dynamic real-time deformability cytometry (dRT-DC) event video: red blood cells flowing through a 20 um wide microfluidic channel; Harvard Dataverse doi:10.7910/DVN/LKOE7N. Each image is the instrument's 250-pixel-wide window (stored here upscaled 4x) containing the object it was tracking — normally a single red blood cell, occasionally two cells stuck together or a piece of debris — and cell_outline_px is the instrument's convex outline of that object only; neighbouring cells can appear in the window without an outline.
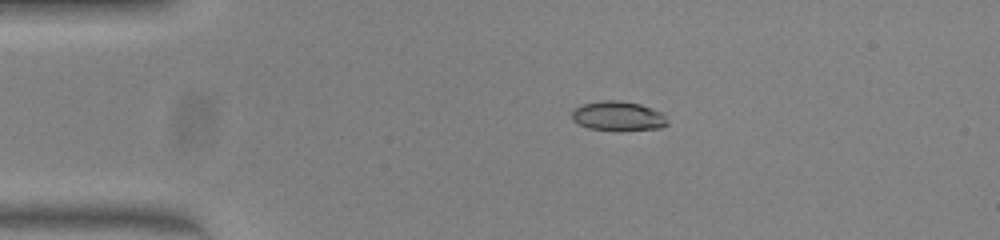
{"species": "common noctule bat (a hibernating species)", "species_latin": "Nyctalus noctula", "temperature_condition": "warm", "stored_images_in_passage": 41, "camera_frame_rate_fps": 3000, "um_per_image_px": 0.085, "animal": {"sex": "female", "body_mass_g": 23.0, "forearm_length_mm": 53.4}, "frame": {"image": 1, "passage_image": 1, "time_ms": 0.0, "image_size_px": [1000, 240], "cell_outline_px": [[668, 124], [660, 128], [588, 128], [572, 120], [572, 112], [576, 108], [584, 104], [604, 100], [620, 100], [640, 104], [652, 108], [660, 112], [668, 120]], "centroid_in_image_um": [52.54, 9.82], "position_along_channel_um": 32.5, "area_um2": 15.61}}
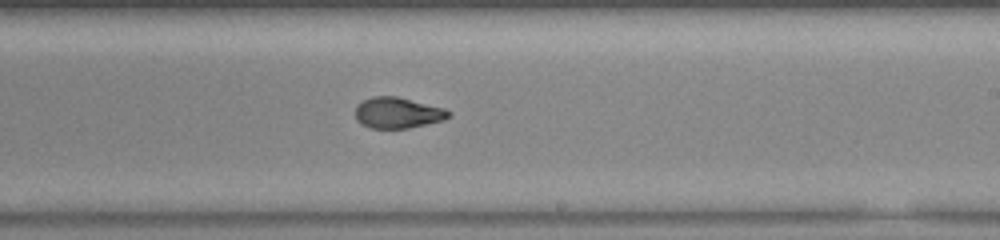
{"frame": {"image": 2, "passage_image": 21, "time_ms": 6.667, "image_size_px": [1000, 240], "cell_outline_px": [[452, 112], [444, 120], [408, 128], [372, 128], [356, 120], [356, 104], [372, 96], [396, 96], [444, 108]], "centroid_in_image_um": [33.8, 9.58], "position_along_channel_um": 255.2, "area_um2": 16.65}}
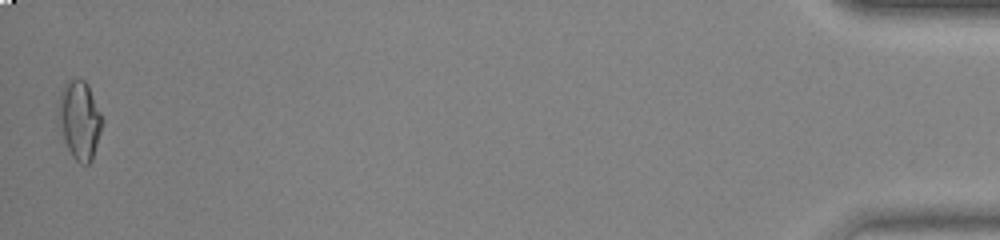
{"frame": {"image": 3, "passage_image": 41, "time_ms": 13.333, "image_size_px": [1000, 240], "cell_outline_px": [[104, 120], [92, 160], [88, 164], [80, 164], [72, 156], [64, 140], [56, 112], [60, 96], [64, 84], [68, 80], [84, 80], [88, 84]], "centroid_in_image_um": [6.76, 10.2], "position_along_channel_um": 428.4, "area_um2": 20.0}, "authors_computed_cell_mechanics": {"area_um2": 17.2822, "velocity_mm_per_s": 4.0465, "shape_relaxation_time_tau1_ms": 6.3964, "shape_relaxation_time_tau2_ms": 1.2109, "deformation_change_tau1": 0.2298, "deformation_change_tau2": 0.056}}